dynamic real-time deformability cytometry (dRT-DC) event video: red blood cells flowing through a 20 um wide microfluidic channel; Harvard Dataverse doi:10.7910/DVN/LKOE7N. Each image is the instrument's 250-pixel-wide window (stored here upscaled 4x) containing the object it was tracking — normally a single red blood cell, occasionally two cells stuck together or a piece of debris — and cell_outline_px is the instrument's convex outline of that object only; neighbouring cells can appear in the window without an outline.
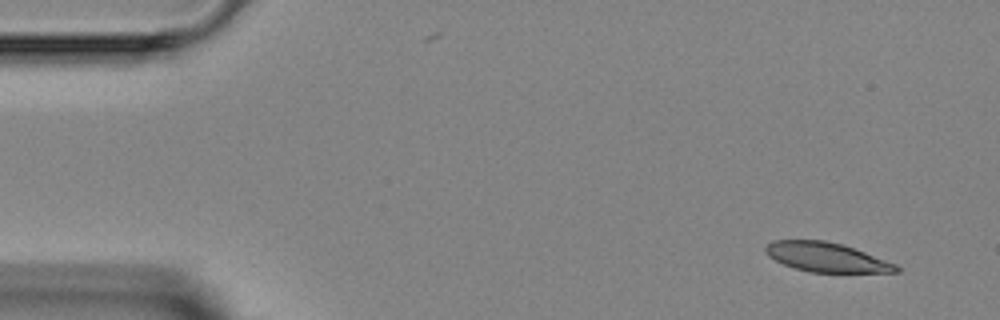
{"species": "Egyptian fruit bat (a non-hibernating species)", "species_latin": "Rousettus aegyptiacus", "temperature_condition": "room temperature", "stored_images_in_passage": 3, "camera_frame_rate_fps": 3000, "um_per_image_px": 0.085, "animal": {"sex": "female"}, "frame": {"image": 1, "passage_image": 1, "time_ms": 0.0, "image_size_px": [1000, 320], "cell_outline_px": [[900, 272], [812, 272], [796, 268], [784, 264], [768, 256], [764, 252], [764, 248], [772, 240], [824, 240], [840, 244], [864, 252], [896, 264], [900, 268]], "centroid_in_image_um": [70.22, 21.86], "position_along_channel_um": 14.8, "area_um2": 22.02}}
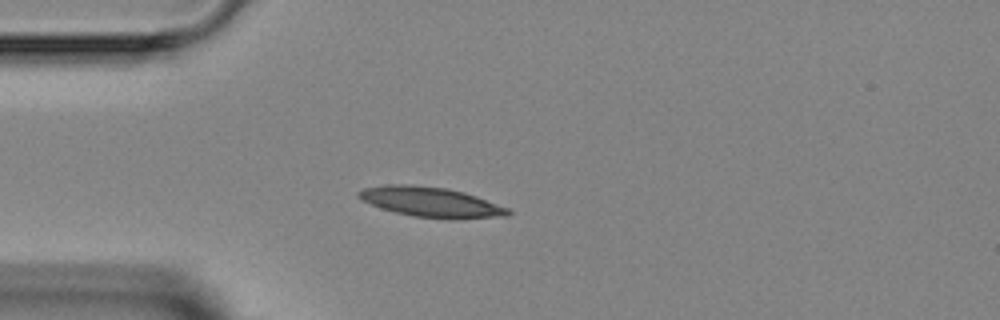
{"frame": {"image": 2, "passage_image": 3, "time_ms": 3.0, "image_size_px": [1000, 320], "cell_outline_px": [[512, 212], [508, 216], [452, 220], [448, 220], [412, 216], [380, 208], [356, 196], [356, 192], [364, 188], [388, 184], [408, 184], [448, 188], [464, 192], [476, 196], [508, 208]], "centroid_in_image_um": [36.65, 17.19], "position_along_channel_um": 48.3, "area_um2": 26.36}}